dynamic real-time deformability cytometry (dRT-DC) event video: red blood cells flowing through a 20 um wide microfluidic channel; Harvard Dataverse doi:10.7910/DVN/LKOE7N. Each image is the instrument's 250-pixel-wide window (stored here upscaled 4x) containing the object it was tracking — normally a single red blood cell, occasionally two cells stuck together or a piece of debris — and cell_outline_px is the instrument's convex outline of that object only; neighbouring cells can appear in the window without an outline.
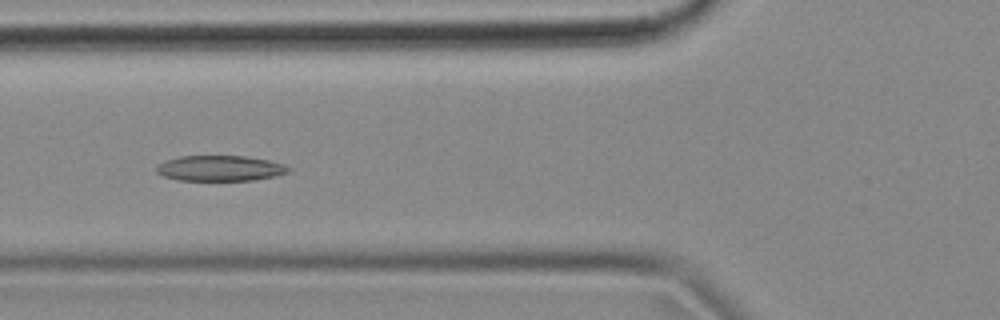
{"species": "common noctule bat (a hibernating species)", "species_latin": "Nyctalus noctula", "temperature_condition": "cold", "stored_images_in_passage": 54, "camera_frame_rate_fps": 3000, "um_per_image_px": 0.085, "animal": {"sex": "female", "body_mass_g": 18.4}, "frame": {"image": 1, "passage_image": 19, "time_ms": 6.0, "image_size_px": [1000, 320], "cell_outline_px": [[292, 168], [288, 172], [276, 176], [252, 180], [176, 180], [164, 176], [156, 172], [156, 164], [164, 160], [180, 156], [244, 156], [268, 160], [284, 164]], "centroid_in_image_um": [18.68, 14.3], "position_along_channel_um": 107.1, "area_um2": 19.71}}
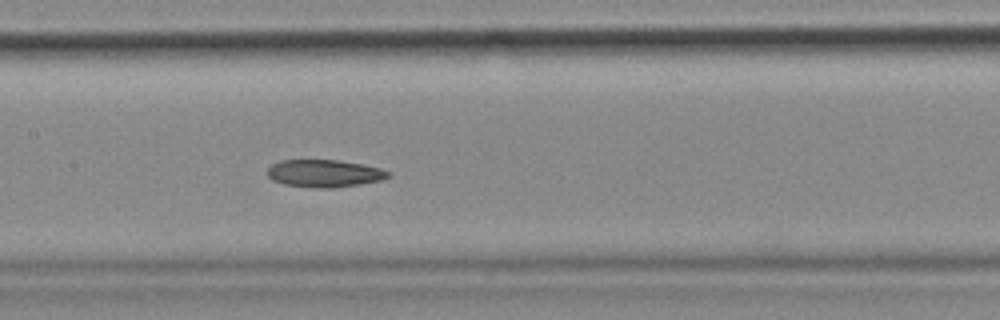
{"frame": {"image": 2, "passage_image": 25, "time_ms": 8.0, "image_size_px": [1000, 320], "cell_outline_px": [[392, 172], [388, 176], [380, 180], [360, 184], [332, 188], [316, 188], [284, 184], [272, 180], [268, 176], [268, 168], [272, 164], [280, 160], [336, 160], [360, 164], [380, 168]], "centroid_in_image_um": [27.55, 14.74], "position_along_channel_um": 179.9, "area_um2": 19.19}}
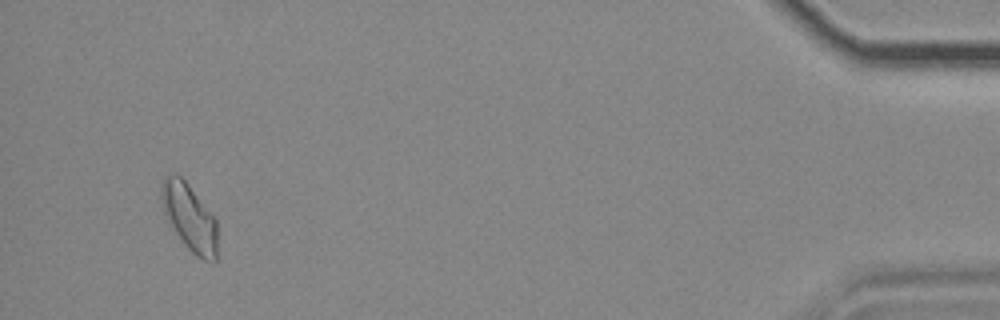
{"frame": {"image": 3, "passage_image": 51, "time_ms": 16.667, "image_size_px": [1000, 320], "cell_outline_px": [[216, 264], [212, 264], [196, 256], [188, 248], [176, 232], [164, 212], [160, 200], [160, 180], [164, 176], [180, 176], [188, 184], [216, 220]], "centroid_in_image_um": [16.09, 18.49], "position_along_channel_um": 419.1, "area_um2": 21.5}}